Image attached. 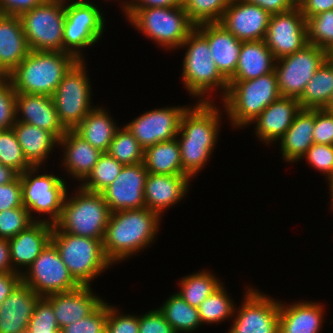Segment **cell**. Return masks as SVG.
I'll use <instances>...</instances> for the list:
<instances>
[{
	"mask_svg": "<svg viewBox=\"0 0 333 333\" xmlns=\"http://www.w3.org/2000/svg\"><path fill=\"white\" fill-rule=\"evenodd\" d=\"M215 102L191 103L181 116L176 139L179 143L183 175L189 176L192 181L213 157L222 118L225 120L223 115L226 113H222L225 112L224 107Z\"/></svg>",
	"mask_w": 333,
	"mask_h": 333,
	"instance_id": "obj_1",
	"label": "cell"
},
{
	"mask_svg": "<svg viewBox=\"0 0 333 333\" xmlns=\"http://www.w3.org/2000/svg\"><path fill=\"white\" fill-rule=\"evenodd\" d=\"M161 221L158 213L146 207L112 212L102 241L107 259L116 265L139 256L156 242Z\"/></svg>",
	"mask_w": 333,
	"mask_h": 333,
	"instance_id": "obj_2",
	"label": "cell"
},
{
	"mask_svg": "<svg viewBox=\"0 0 333 333\" xmlns=\"http://www.w3.org/2000/svg\"><path fill=\"white\" fill-rule=\"evenodd\" d=\"M178 49L185 50L181 83L190 98L196 102H214L215 97L211 93L216 91L221 93V96H217L222 100L227 94L229 83L211 58L208 41L194 29Z\"/></svg>",
	"mask_w": 333,
	"mask_h": 333,
	"instance_id": "obj_3",
	"label": "cell"
},
{
	"mask_svg": "<svg viewBox=\"0 0 333 333\" xmlns=\"http://www.w3.org/2000/svg\"><path fill=\"white\" fill-rule=\"evenodd\" d=\"M77 61L67 52L31 50L8 77L16 94L52 96Z\"/></svg>",
	"mask_w": 333,
	"mask_h": 333,
	"instance_id": "obj_4",
	"label": "cell"
},
{
	"mask_svg": "<svg viewBox=\"0 0 333 333\" xmlns=\"http://www.w3.org/2000/svg\"><path fill=\"white\" fill-rule=\"evenodd\" d=\"M228 91L220 101L233 129H244L281 94L275 70L256 79L228 81ZM237 128V129H236Z\"/></svg>",
	"mask_w": 333,
	"mask_h": 333,
	"instance_id": "obj_5",
	"label": "cell"
},
{
	"mask_svg": "<svg viewBox=\"0 0 333 333\" xmlns=\"http://www.w3.org/2000/svg\"><path fill=\"white\" fill-rule=\"evenodd\" d=\"M67 192L61 215L53 231L102 240L111 211L101 193L83 189L80 185Z\"/></svg>",
	"mask_w": 333,
	"mask_h": 333,
	"instance_id": "obj_6",
	"label": "cell"
},
{
	"mask_svg": "<svg viewBox=\"0 0 333 333\" xmlns=\"http://www.w3.org/2000/svg\"><path fill=\"white\" fill-rule=\"evenodd\" d=\"M124 16L145 39L166 51L177 50L196 28L183 6L129 9Z\"/></svg>",
	"mask_w": 333,
	"mask_h": 333,
	"instance_id": "obj_7",
	"label": "cell"
},
{
	"mask_svg": "<svg viewBox=\"0 0 333 333\" xmlns=\"http://www.w3.org/2000/svg\"><path fill=\"white\" fill-rule=\"evenodd\" d=\"M45 168L31 167L19 175L22 201L34 221L54 225L61 215L69 187L65 177L53 172L46 173Z\"/></svg>",
	"mask_w": 333,
	"mask_h": 333,
	"instance_id": "obj_8",
	"label": "cell"
},
{
	"mask_svg": "<svg viewBox=\"0 0 333 333\" xmlns=\"http://www.w3.org/2000/svg\"><path fill=\"white\" fill-rule=\"evenodd\" d=\"M51 241L70 274L81 286H91L95 278L109 267L113 268L105 255L102 240L52 231Z\"/></svg>",
	"mask_w": 333,
	"mask_h": 333,
	"instance_id": "obj_9",
	"label": "cell"
},
{
	"mask_svg": "<svg viewBox=\"0 0 333 333\" xmlns=\"http://www.w3.org/2000/svg\"><path fill=\"white\" fill-rule=\"evenodd\" d=\"M99 7L91 0L65 1L63 52L73 55L78 61L87 60L83 51L97 45L106 31L104 11Z\"/></svg>",
	"mask_w": 333,
	"mask_h": 333,
	"instance_id": "obj_10",
	"label": "cell"
},
{
	"mask_svg": "<svg viewBox=\"0 0 333 333\" xmlns=\"http://www.w3.org/2000/svg\"><path fill=\"white\" fill-rule=\"evenodd\" d=\"M86 64V60L77 61L51 96L59 121L66 130H74L95 107L91 97L94 91L91 89L92 82Z\"/></svg>",
	"mask_w": 333,
	"mask_h": 333,
	"instance_id": "obj_11",
	"label": "cell"
},
{
	"mask_svg": "<svg viewBox=\"0 0 333 333\" xmlns=\"http://www.w3.org/2000/svg\"><path fill=\"white\" fill-rule=\"evenodd\" d=\"M20 19L30 50L63 52L64 0L43 1Z\"/></svg>",
	"mask_w": 333,
	"mask_h": 333,
	"instance_id": "obj_12",
	"label": "cell"
},
{
	"mask_svg": "<svg viewBox=\"0 0 333 333\" xmlns=\"http://www.w3.org/2000/svg\"><path fill=\"white\" fill-rule=\"evenodd\" d=\"M253 286L245 285L242 303L235 306L227 333H278L280 301Z\"/></svg>",
	"mask_w": 333,
	"mask_h": 333,
	"instance_id": "obj_13",
	"label": "cell"
},
{
	"mask_svg": "<svg viewBox=\"0 0 333 333\" xmlns=\"http://www.w3.org/2000/svg\"><path fill=\"white\" fill-rule=\"evenodd\" d=\"M327 60V50L313 44L275 62L281 96L299 100L315 72Z\"/></svg>",
	"mask_w": 333,
	"mask_h": 333,
	"instance_id": "obj_14",
	"label": "cell"
},
{
	"mask_svg": "<svg viewBox=\"0 0 333 333\" xmlns=\"http://www.w3.org/2000/svg\"><path fill=\"white\" fill-rule=\"evenodd\" d=\"M22 281L40 297L69 292L81 286L70 274L52 241L24 271Z\"/></svg>",
	"mask_w": 333,
	"mask_h": 333,
	"instance_id": "obj_15",
	"label": "cell"
},
{
	"mask_svg": "<svg viewBox=\"0 0 333 333\" xmlns=\"http://www.w3.org/2000/svg\"><path fill=\"white\" fill-rule=\"evenodd\" d=\"M190 105L156 107L124 125L145 149L159 142L175 139L179 132L181 116Z\"/></svg>",
	"mask_w": 333,
	"mask_h": 333,
	"instance_id": "obj_16",
	"label": "cell"
},
{
	"mask_svg": "<svg viewBox=\"0 0 333 333\" xmlns=\"http://www.w3.org/2000/svg\"><path fill=\"white\" fill-rule=\"evenodd\" d=\"M264 41L276 60L309 44L306 19L300 8L272 14Z\"/></svg>",
	"mask_w": 333,
	"mask_h": 333,
	"instance_id": "obj_17",
	"label": "cell"
},
{
	"mask_svg": "<svg viewBox=\"0 0 333 333\" xmlns=\"http://www.w3.org/2000/svg\"><path fill=\"white\" fill-rule=\"evenodd\" d=\"M148 171L143 162L123 166L116 179L101 194L111 212L146 207L144 187Z\"/></svg>",
	"mask_w": 333,
	"mask_h": 333,
	"instance_id": "obj_18",
	"label": "cell"
},
{
	"mask_svg": "<svg viewBox=\"0 0 333 333\" xmlns=\"http://www.w3.org/2000/svg\"><path fill=\"white\" fill-rule=\"evenodd\" d=\"M271 14L246 0H231L219 24L240 41L264 40Z\"/></svg>",
	"mask_w": 333,
	"mask_h": 333,
	"instance_id": "obj_19",
	"label": "cell"
},
{
	"mask_svg": "<svg viewBox=\"0 0 333 333\" xmlns=\"http://www.w3.org/2000/svg\"><path fill=\"white\" fill-rule=\"evenodd\" d=\"M192 179L187 175H165L148 173L144 187L145 206L158 213L162 218L164 212L175 207L189 193Z\"/></svg>",
	"mask_w": 333,
	"mask_h": 333,
	"instance_id": "obj_20",
	"label": "cell"
},
{
	"mask_svg": "<svg viewBox=\"0 0 333 333\" xmlns=\"http://www.w3.org/2000/svg\"><path fill=\"white\" fill-rule=\"evenodd\" d=\"M301 110L297 99L280 96L267 106L249 125L254 124L257 141L266 146L277 144L279 139L292 125L295 115Z\"/></svg>",
	"mask_w": 333,
	"mask_h": 333,
	"instance_id": "obj_21",
	"label": "cell"
},
{
	"mask_svg": "<svg viewBox=\"0 0 333 333\" xmlns=\"http://www.w3.org/2000/svg\"><path fill=\"white\" fill-rule=\"evenodd\" d=\"M59 149L63 150L60 163L69 178L77 180L80 185L91 173L103 152L91 146L74 130H66L58 141Z\"/></svg>",
	"mask_w": 333,
	"mask_h": 333,
	"instance_id": "obj_22",
	"label": "cell"
},
{
	"mask_svg": "<svg viewBox=\"0 0 333 333\" xmlns=\"http://www.w3.org/2000/svg\"><path fill=\"white\" fill-rule=\"evenodd\" d=\"M195 29L208 41L211 58L220 74L229 81L237 68L243 41L238 40L218 22L203 23Z\"/></svg>",
	"mask_w": 333,
	"mask_h": 333,
	"instance_id": "obj_23",
	"label": "cell"
},
{
	"mask_svg": "<svg viewBox=\"0 0 333 333\" xmlns=\"http://www.w3.org/2000/svg\"><path fill=\"white\" fill-rule=\"evenodd\" d=\"M16 122H24L51 132L58 140L66 129L58 118L52 97L19 93L15 98Z\"/></svg>",
	"mask_w": 333,
	"mask_h": 333,
	"instance_id": "obj_24",
	"label": "cell"
},
{
	"mask_svg": "<svg viewBox=\"0 0 333 333\" xmlns=\"http://www.w3.org/2000/svg\"><path fill=\"white\" fill-rule=\"evenodd\" d=\"M324 307L319 301L299 300L287 304L280 300L278 333H321L326 319Z\"/></svg>",
	"mask_w": 333,
	"mask_h": 333,
	"instance_id": "obj_25",
	"label": "cell"
},
{
	"mask_svg": "<svg viewBox=\"0 0 333 333\" xmlns=\"http://www.w3.org/2000/svg\"><path fill=\"white\" fill-rule=\"evenodd\" d=\"M91 286H80L76 290L55 293L45 298L51 303L60 330L90 315L103 301Z\"/></svg>",
	"mask_w": 333,
	"mask_h": 333,
	"instance_id": "obj_26",
	"label": "cell"
},
{
	"mask_svg": "<svg viewBox=\"0 0 333 333\" xmlns=\"http://www.w3.org/2000/svg\"><path fill=\"white\" fill-rule=\"evenodd\" d=\"M53 226V224L46 222L35 221L28 228L8 240L14 271L23 274L40 255L51 241Z\"/></svg>",
	"mask_w": 333,
	"mask_h": 333,
	"instance_id": "obj_27",
	"label": "cell"
},
{
	"mask_svg": "<svg viewBox=\"0 0 333 333\" xmlns=\"http://www.w3.org/2000/svg\"><path fill=\"white\" fill-rule=\"evenodd\" d=\"M39 298L21 281L0 306V333H26Z\"/></svg>",
	"mask_w": 333,
	"mask_h": 333,
	"instance_id": "obj_28",
	"label": "cell"
},
{
	"mask_svg": "<svg viewBox=\"0 0 333 333\" xmlns=\"http://www.w3.org/2000/svg\"><path fill=\"white\" fill-rule=\"evenodd\" d=\"M30 51L20 17L0 15V76H8Z\"/></svg>",
	"mask_w": 333,
	"mask_h": 333,
	"instance_id": "obj_29",
	"label": "cell"
},
{
	"mask_svg": "<svg viewBox=\"0 0 333 333\" xmlns=\"http://www.w3.org/2000/svg\"><path fill=\"white\" fill-rule=\"evenodd\" d=\"M314 123L315 109H301L295 115L292 125L278 141V150L285 164H297L314 144Z\"/></svg>",
	"mask_w": 333,
	"mask_h": 333,
	"instance_id": "obj_30",
	"label": "cell"
},
{
	"mask_svg": "<svg viewBox=\"0 0 333 333\" xmlns=\"http://www.w3.org/2000/svg\"><path fill=\"white\" fill-rule=\"evenodd\" d=\"M12 128L27 162L32 167L47 166L48 157L54 148H59V140L51 132L28 123L15 122Z\"/></svg>",
	"mask_w": 333,
	"mask_h": 333,
	"instance_id": "obj_31",
	"label": "cell"
},
{
	"mask_svg": "<svg viewBox=\"0 0 333 333\" xmlns=\"http://www.w3.org/2000/svg\"><path fill=\"white\" fill-rule=\"evenodd\" d=\"M275 62L264 40L243 41L237 68L229 81L252 80L269 74L275 70Z\"/></svg>",
	"mask_w": 333,
	"mask_h": 333,
	"instance_id": "obj_32",
	"label": "cell"
},
{
	"mask_svg": "<svg viewBox=\"0 0 333 333\" xmlns=\"http://www.w3.org/2000/svg\"><path fill=\"white\" fill-rule=\"evenodd\" d=\"M112 117L110 110L97 104L74 131L91 146L107 152L116 131L120 128Z\"/></svg>",
	"mask_w": 333,
	"mask_h": 333,
	"instance_id": "obj_33",
	"label": "cell"
},
{
	"mask_svg": "<svg viewBox=\"0 0 333 333\" xmlns=\"http://www.w3.org/2000/svg\"><path fill=\"white\" fill-rule=\"evenodd\" d=\"M143 164L148 173L183 175L177 139L162 141L145 148Z\"/></svg>",
	"mask_w": 333,
	"mask_h": 333,
	"instance_id": "obj_34",
	"label": "cell"
},
{
	"mask_svg": "<svg viewBox=\"0 0 333 333\" xmlns=\"http://www.w3.org/2000/svg\"><path fill=\"white\" fill-rule=\"evenodd\" d=\"M176 333H194L202 327L198 308L190 306L177 292L158 306Z\"/></svg>",
	"mask_w": 333,
	"mask_h": 333,
	"instance_id": "obj_35",
	"label": "cell"
},
{
	"mask_svg": "<svg viewBox=\"0 0 333 333\" xmlns=\"http://www.w3.org/2000/svg\"><path fill=\"white\" fill-rule=\"evenodd\" d=\"M333 93V64L326 60L306 85L299 101L301 109H324Z\"/></svg>",
	"mask_w": 333,
	"mask_h": 333,
	"instance_id": "obj_36",
	"label": "cell"
},
{
	"mask_svg": "<svg viewBox=\"0 0 333 333\" xmlns=\"http://www.w3.org/2000/svg\"><path fill=\"white\" fill-rule=\"evenodd\" d=\"M224 282L220 277L213 274L208 268L199 270L190 275H185L177 282L179 291L177 293L192 307L199 305L210 296Z\"/></svg>",
	"mask_w": 333,
	"mask_h": 333,
	"instance_id": "obj_37",
	"label": "cell"
},
{
	"mask_svg": "<svg viewBox=\"0 0 333 333\" xmlns=\"http://www.w3.org/2000/svg\"><path fill=\"white\" fill-rule=\"evenodd\" d=\"M227 290L223 283L199 305L198 313L202 325H215L225 320H232L237 304Z\"/></svg>",
	"mask_w": 333,
	"mask_h": 333,
	"instance_id": "obj_38",
	"label": "cell"
},
{
	"mask_svg": "<svg viewBox=\"0 0 333 333\" xmlns=\"http://www.w3.org/2000/svg\"><path fill=\"white\" fill-rule=\"evenodd\" d=\"M107 153L124 166L136 165L144 160V148L125 125L116 131Z\"/></svg>",
	"mask_w": 333,
	"mask_h": 333,
	"instance_id": "obj_39",
	"label": "cell"
},
{
	"mask_svg": "<svg viewBox=\"0 0 333 333\" xmlns=\"http://www.w3.org/2000/svg\"><path fill=\"white\" fill-rule=\"evenodd\" d=\"M123 166L107 152H103L91 173L80 186L85 190L101 193L116 179Z\"/></svg>",
	"mask_w": 333,
	"mask_h": 333,
	"instance_id": "obj_40",
	"label": "cell"
},
{
	"mask_svg": "<svg viewBox=\"0 0 333 333\" xmlns=\"http://www.w3.org/2000/svg\"><path fill=\"white\" fill-rule=\"evenodd\" d=\"M230 2L231 0H184L183 8L197 26L219 22Z\"/></svg>",
	"mask_w": 333,
	"mask_h": 333,
	"instance_id": "obj_41",
	"label": "cell"
},
{
	"mask_svg": "<svg viewBox=\"0 0 333 333\" xmlns=\"http://www.w3.org/2000/svg\"><path fill=\"white\" fill-rule=\"evenodd\" d=\"M0 163L19 175L32 167L23 155L13 128L0 130Z\"/></svg>",
	"mask_w": 333,
	"mask_h": 333,
	"instance_id": "obj_42",
	"label": "cell"
},
{
	"mask_svg": "<svg viewBox=\"0 0 333 333\" xmlns=\"http://www.w3.org/2000/svg\"><path fill=\"white\" fill-rule=\"evenodd\" d=\"M306 25L309 44L326 50L333 45V10L309 18Z\"/></svg>",
	"mask_w": 333,
	"mask_h": 333,
	"instance_id": "obj_43",
	"label": "cell"
},
{
	"mask_svg": "<svg viewBox=\"0 0 333 333\" xmlns=\"http://www.w3.org/2000/svg\"><path fill=\"white\" fill-rule=\"evenodd\" d=\"M26 333H61L52 305L45 297L38 299Z\"/></svg>",
	"mask_w": 333,
	"mask_h": 333,
	"instance_id": "obj_44",
	"label": "cell"
},
{
	"mask_svg": "<svg viewBox=\"0 0 333 333\" xmlns=\"http://www.w3.org/2000/svg\"><path fill=\"white\" fill-rule=\"evenodd\" d=\"M34 222L24 206L2 211L0 212V238L9 240Z\"/></svg>",
	"mask_w": 333,
	"mask_h": 333,
	"instance_id": "obj_45",
	"label": "cell"
},
{
	"mask_svg": "<svg viewBox=\"0 0 333 333\" xmlns=\"http://www.w3.org/2000/svg\"><path fill=\"white\" fill-rule=\"evenodd\" d=\"M107 302L104 300L90 315L63 327L61 333H106Z\"/></svg>",
	"mask_w": 333,
	"mask_h": 333,
	"instance_id": "obj_46",
	"label": "cell"
},
{
	"mask_svg": "<svg viewBox=\"0 0 333 333\" xmlns=\"http://www.w3.org/2000/svg\"><path fill=\"white\" fill-rule=\"evenodd\" d=\"M306 160L307 163L324 175L325 180L328 182L333 178V145L313 144L308 151L299 160Z\"/></svg>",
	"mask_w": 333,
	"mask_h": 333,
	"instance_id": "obj_47",
	"label": "cell"
},
{
	"mask_svg": "<svg viewBox=\"0 0 333 333\" xmlns=\"http://www.w3.org/2000/svg\"><path fill=\"white\" fill-rule=\"evenodd\" d=\"M106 333H139V315L123 313L108 302Z\"/></svg>",
	"mask_w": 333,
	"mask_h": 333,
	"instance_id": "obj_48",
	"label": "cell"
},
{
	"mask_svg": "<svg viewBox=\"0 0 333 333\" xmlns=\"http://www.w3.org/2000/svg\"><path fill=\"white\" fill-rule=\"evenodd\" d=\"M16 93L8 76H0V130L12 128L16 122Z\"/></svg>",
	"mask_w": 333,
	"mask_h": 333,
	"instance_id": "obj_49",
	"label": "cell"
},
{
	"mask_svg": "<svg viewBox=\"0 0 333 333\" xmlns=\"http://www.w3.org/2000/svg\"><path fill=\"white\" fill-rule=\"evenodd\" d=\"M315 144L333 145V112L326 109H315L313 131Z\"/></svg>",
	"mask_w": 333,
	"mask_h": 333,
	"instance_id": "obj_50",
	"label": "cell"
},
{
	"mask_svg": "<svg viewBox=\"0 0 333 333\" xmlns=\"http://www.w3.org/2000/svg\"><path fill=\"white\" fill-rule=\"evenodd\" d=\"M139 333H176L159 309L139 314Z\"/></svg>",
	"mask_w": 333,
	"mask_h": 333,
	"instance_id": "obj_51",
	"label": "cell"
},
{
	"mask_svg": "<svg viewBox=\"0 0 333 333\" xmlns=\"http://www.w3.org/2000/svg\"><path fill=\"white\" fill-rule=\"evenodd\" d=\"M23 206L20 176L8 184L0 185V212Z\"/></svg>",
	"mask_w": 333,
	"mask_h": 333,
	"instance_id": "obj_52",
	"label": "cell"
},
{
	"mask_svg": "<svg viewBox=\"0 0 333 333\" xmlns=\"http://www.w3.org/2000/svg\"><path fill=\"white\" fill-rule=\"evenodd\" d=\"M44 0H0V15L20 17L40 5Z\"/></svg>",
	"mask_w": 333,
	"mask_h": 333,
	"instance_id": "obj_53",
	"label": "cell"
},
{
	"mask_svg": "<svg viewBox=\"0 0 333 333\" xmlns=\"http://www.w3.org/2000/svg\"><path fill=\"white\" fill-rule=\"evenodd\" d=\"M22 281V274L18 272L0 273V306Z\"/></svg>",
	"mask_w": 333,
	"mask_h": 333,
	"instance_id": "obj_54",
	"label": "cell"
},
{
	"mask_svg": "<svg viewBox=\"0 0 333 333\" xmlns=\"http://www.w3.org/2000/svg\"><path fill=\"white\" fill-rule=\"evenodd\" d=\"M300 10L307 21L322 12L333 10V0H306Z\"/></svg>",
	"mask_w": 333,
	"mask_h": 333,
	"instance_id": "obj_55",
	"label": "cell"
},
{
	"mask_svg": "<svg viewBox=\"0 0 333 333\" xmlns=\"http://www.w3.org/2000/svg\"><path fill=\"white\" fill-rule=\"evenodd\" d=\"M248 3L255 4L272 14L283 13L294 9L291 0H246Z\"/></svg>",
	"mask_w": 333,
	"mask_h": 333,
	"instance_id": "obj_56",
	"label": "cell"
},
{
	"mask_svg": "<svg viewBox=\"0 0 333 333\" xmlns=\"http://www.w3.org/2000/svg\"><path fill=\"white\" fill-rule=\"evenodd\" d=\"M184 0H132L129 9H143L154 7H179L183 6Z\"/></svg>",
	"mask_w": 333,
	"mask_h": 333,
	"instance_id": "obj_57",
	"label": "cell"
},
{
	"mask_svg": "<svg viewBox=\"0 0 333 333\" xmlns=\"http://www.w3.org/2000/svg\"><path fill=\"white\" fill-rule=\"evenodd\" d=\"M16 272L12 268L8 240L0 238V273Z\"/></svg>",
	"mask_w": 333,
	"mask_h": 333,
	"instance_id": "obj_58",
	"label": "cell"
},
{
	"mask_svg": "<svg viewBox=\"0 0 333 333\" xmlns=\"http://www.w3.org/2000/svg\"><path fill=\"white\" fill-rule=\"evenodd\" d=\"M18 176L19 174L15 170L0 163V185L8 184Z\"/></svg>",
	"mask_w": 333,
	"mask_h": 333,
	"instance_id": "obj_59",
	"label": "cell"
},
{
	"mask_svg": "<svg viewBox=\"0 0 333 333\" xmlns=\"http://www.w3.org/2000/svg\"><path fill=\"white\" fill-rule=\"evenodd\" d=\"M103 1H105V3L107 2V0H103ZM110 1L114 2V0H110ZM116 1H120L117 3L120 5V9H122L121 12L123 11L122 12L123 14H125L129 10L131 3H132V0H116Z\"/></svg>",
	"mask_w": 333,
	"mask_h": 333,
	"instance_id": "obj_60",
	"label": "cell"
},
{
	"mask_svg": "<svg viewBox=\"0 0 333 333\" xmlns=\"http://www.w3.org/2000/svg\"><path fill=\"white\" fill-rule=\"evenodd\" d=\"M327 183V187L329 188L328 190H329V192L330 193H328V194H330V196H329V199H330V210L331 211H333V178H331L328 182H326Z\"/></svg>",
	"mask_w": 333,
	"mask_h": 333,
	"instance_id": "obj_61",
	"label": "cell"
},
{
	"mask_svg": "<svg viewBox=\"0 0 333 333\" xmlns=\"http://www.w3.org/2000/svg\"><path fill=\"white\" fill-rule=\"evenodd\" d=\"M327 60L333 64V45L327 50Z\"/></svg>",
	"mask_w": 333,
	"mask_h": 333,
	"instance_id": "obj_62",
	"label": "cell"
},
{
	"mask_svg": "<svg viewBox=\"0 0 333 333\" xmlns=\"http://www.w3.org/2000/svg\"><path fill=\"white\" fill-rule=\"evenodd\" d=\"M306 0H291L295 8H300Z\"/></svg>",
	"mask_w": 333,
	"mask_h": 333,
	"instance_id": "obj_63",
	"label": "cell"
},
{
	"mask_svg": "<svg viewBox=\"0 0 333 333\" xmlns=\"http://www.w3.org/2000/svg\"><path fill=\"white\" fill-rule=\"evenodd\" d=\"M326 110H329V111H332L333 112V93H332V96H331V99L328 103V105L324 108Z\"/></svg>",
	"mask_w": 333,
	"mask_h": 333,
	"instance_id": "obj_64",
	"label": "cell"
}]
</instances>
